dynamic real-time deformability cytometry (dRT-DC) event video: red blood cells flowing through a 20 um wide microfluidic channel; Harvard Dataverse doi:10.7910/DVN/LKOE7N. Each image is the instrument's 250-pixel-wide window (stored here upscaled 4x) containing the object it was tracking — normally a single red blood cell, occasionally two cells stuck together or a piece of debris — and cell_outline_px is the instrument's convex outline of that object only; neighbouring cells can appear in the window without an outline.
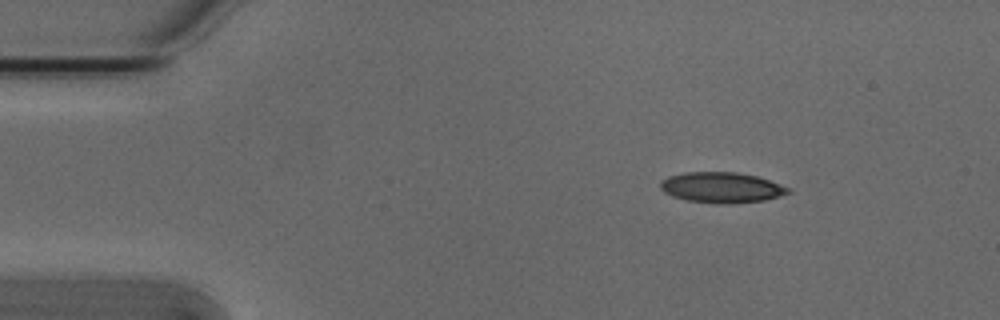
{"species": "Egyptian fruit bat (a non-hibernating species)", "species_latin": "Rousettus aegyptiacus", "temperature_condition": "cold", "stored_images_in_passage": 3, "camera_frame_rate_fps": 3000, "um_per_image_px": 0.085, "animal": {"sex": "male"}, "frame": {"image": 1, "passage_image": 1, "time_ms": 0.0, "image_size_px": [1000, 320], "cell_outline_px": [[792, 192], [780, 196], [764, 200], [732, 204], [716, 204], [688, 200], [672, 196], [664, 192], [660, 188], [660, 180], [668, 176], [684, 172], [736, 172], [756, 176], [780, 184], [788, 188]], "centroid_in_image_um": [61.31, 15.94], "position_along_channel_um": 23.7, "area_um2": 22.83}}